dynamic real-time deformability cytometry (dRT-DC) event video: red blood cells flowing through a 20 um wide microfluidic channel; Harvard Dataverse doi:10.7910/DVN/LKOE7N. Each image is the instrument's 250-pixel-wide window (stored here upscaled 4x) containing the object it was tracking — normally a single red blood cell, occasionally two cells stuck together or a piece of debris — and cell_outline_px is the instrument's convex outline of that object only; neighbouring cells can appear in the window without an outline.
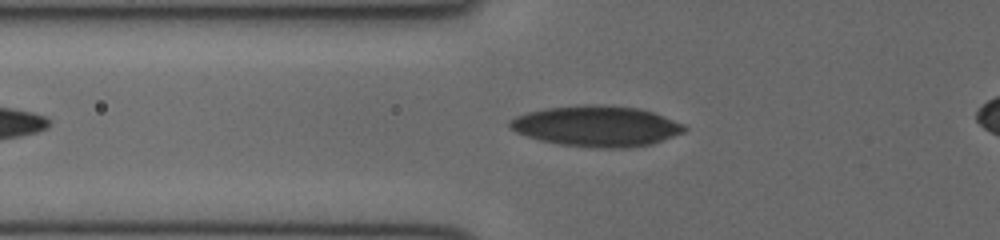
{"species": "human", "species_latin": "Homo sapiens", "temperature_condition": "cold", "stored_images_in_passage": 34, "camera_frame_rate_fps": 3000, "um_per_image_px": 0.085, "donor": {"sex": "female"}, "frame": {"image": 1, "passage_image": 6, "time_ms": 1.667, "image_size_px": [1000, 240], "cell_outline_px": [[688, 128], [684, 132], [652, 144], [624, 148], [600, 148], [560, 144], [540, 140], [516, 132], [508, 124], [508, 120], [516, 116], [528, 112], [548, 108], [584, 104], [592, 104], [640, 108], [664, 116], [684, 124]], "centroid_in_image_um": [50.73, 10.72], "position_along_channel_um": 75.1, "area_um2": 41.21}}
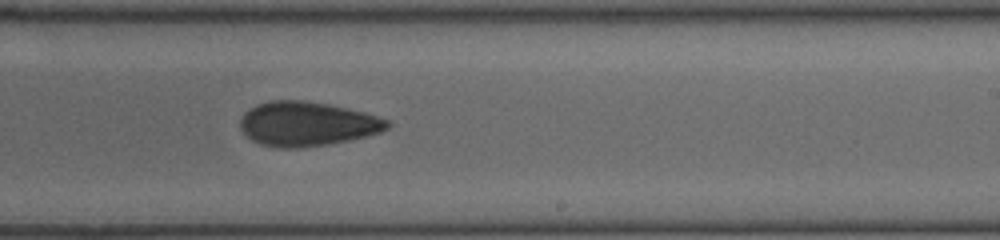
{"frame": {"image": 2, "passage_image": 19, "time_ms": 6.0, "image_size_px": [1000, 240], "cell_outline_px": [[392, 124], [388, 128], [380, 132], [348, 140], [328, 144], [296, 148], [280, 148], [260, 144], [252, 140], [240, 128], [240, 116], [244, 112], [256, 104], [272, 100], [304, 100], [328, 104], [364, 112], [388, 120]], "centroid_in_image_um": [26.07, 10.52], "position_along_channel_um": 262.9, "area_um2": 37.92}}
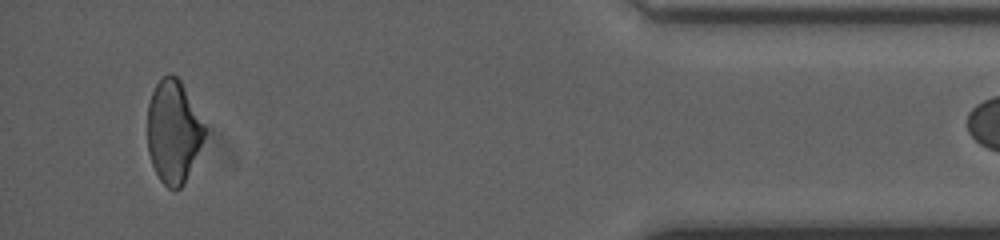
{"frame": {"image": 3, "passage_image": 33, "time_ms": 10.667, "image_size_px": [1000, 240], "cell_outline_px": [[204, 136], [184, 184], [176, 192], [168, 188], [160, 180], [152, 164], [148, 152], [148, 104], [152, 92], [156, 84], [168, 72], [176, 76], [180, 80], [204, 128]], "centroid_in_image_um": [14.69, 11.21], "position_along_channel_um": 420.5, "area_um2": 33.41}}